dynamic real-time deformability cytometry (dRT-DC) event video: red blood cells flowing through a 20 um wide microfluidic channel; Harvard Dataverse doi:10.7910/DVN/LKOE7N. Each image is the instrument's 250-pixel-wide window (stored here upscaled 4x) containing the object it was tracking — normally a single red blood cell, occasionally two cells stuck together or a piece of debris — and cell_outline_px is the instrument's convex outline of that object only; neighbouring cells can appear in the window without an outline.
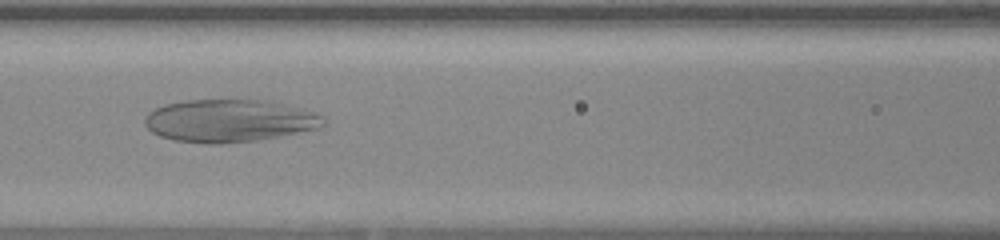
{"species": "human", "species_latin": "Homo sapiens", "temperature_condition": "warm", "stored_images_in_passage": 47, "camera_frame_rate_fps": 3000, "um_per_image_px": 0.085, "donor": {"sex": "female"}, "frame": {"image": 1, "passage_image": 19, "time_ms": 6.0, "image_size_px": [1000, 240], "cell_outline_px": [[324, 124], [316, 128], [256, 140], [220, 144], [204, 144], [176, 140], [160, 136], [152, 132], [144, 124], [144, 120], [148, 112], [164, 104], [188, 100], [232, 96], [272, 100], [312, 112], [324, 116]], "centroid_in_image_um": [19.44, 10.2], "position_along_channel_um": 147.2, "area_um2": 45.26}}
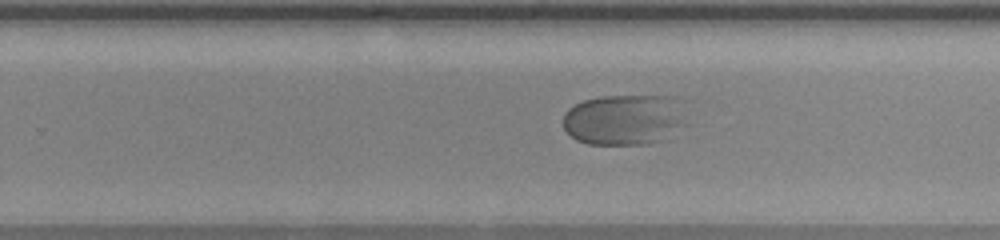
{"frame": {"image": 2, "passage_image": 29, "time_ms": 9.333, "image_size_px": [1000, 240], "cell_outline_px": [[692, 124], [668, 140], [648, 144], [588, 144], [576, 140], [564, 128], [564, 112], [568, 108], [584, 100], [600, 96], [676, 96], [688, 100]], "centroid_in_image_um": [53.34, 10.15], "position_along_channel_um": 276.5, "area_um2": 38.78}}
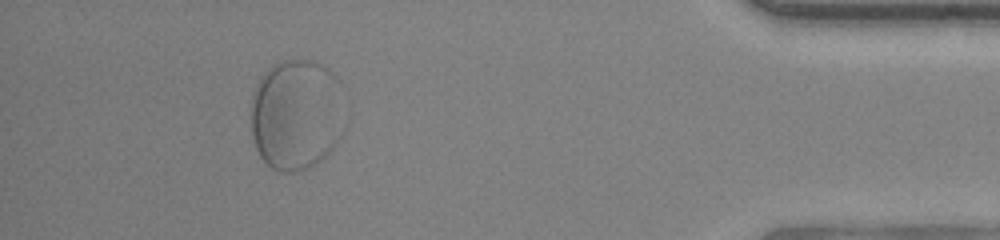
{"frame": {"image": 3, "passage_image": 43, "time_ms": 14.0, "image_size_px": [1000, 240], "cell_outline_px": [[340, 136], [332, 148], [316, 164], [308, 168], [296, 172], [280, 172], [264, 164], [256, 148], [252, 136], [252, 92], [260, 76], [272, 64], [280, 60], [316, 60], [328, 68], [340, 80]], "centroid_in_image_um": [25.13, 9.72], "position_along_channel_um": 410.1, "area_um2": 60.92}}